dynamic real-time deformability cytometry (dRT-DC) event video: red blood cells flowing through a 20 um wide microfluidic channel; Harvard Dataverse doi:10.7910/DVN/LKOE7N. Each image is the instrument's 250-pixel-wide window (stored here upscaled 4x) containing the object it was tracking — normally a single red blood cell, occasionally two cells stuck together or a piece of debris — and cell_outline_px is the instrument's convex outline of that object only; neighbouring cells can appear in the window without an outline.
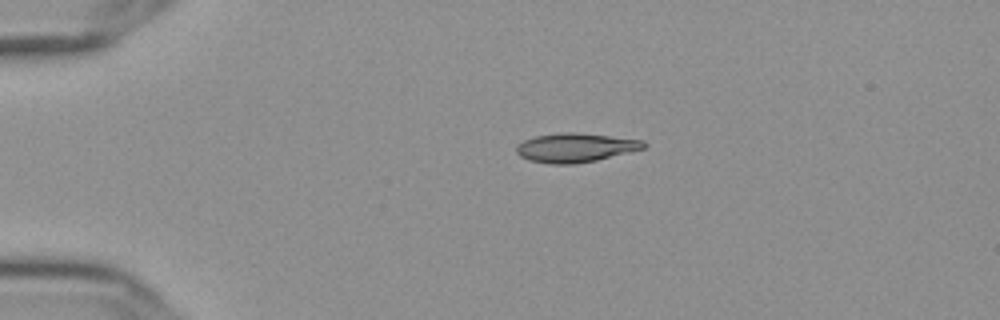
{"species": "Egyptian fruit bat (a non-hibernating species)", "species_latin": "Rousettus aegyptiacus", "temperature_condition": "cold", "stored_images_in_passage": 45, "camera_frame_rate_fps": 3000, "um_per_image_px": 0.085, "frame": {"image": 1, "passage_image": 1, "time_ms": 0.0, "image_size_px": [1000, 320], "cell_outline_px": [[648, 144], [644, 148], [596, 160], [576, 164], [548, 164], [528, 160], [520, 156], [516, 152], [516, 144], [524, 140], [536, 136], [560, 132], [576, 132], [644, 140]], "centroid_in_image_um": [48.88, 12.55], "position_along_channel_um": 36.1, "area_um2": 21.62}}
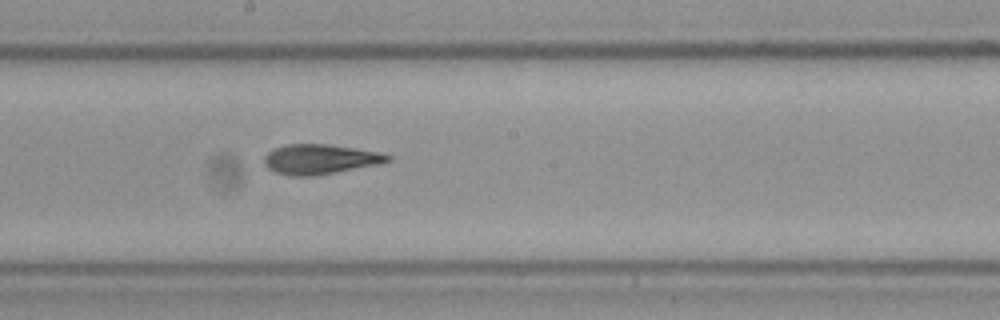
{"frame": {"image": 2, "passage_image": 20, "time_ms": 6.333, "image_size_px": [1000, 320], "cell_outline_px": [[392, 160], [380, 164], [316, 176], [292, 176], [276, 172], [268, 168], [264, 164], [264, 156], [268, 152], [276, 148], [288, 144], [324, 144], [380, 152], [392, 156]], "centroid_in_image_um": [27.22, 13.54], "position_along_channel_um": 221.0, "area_um2": 21.44}}
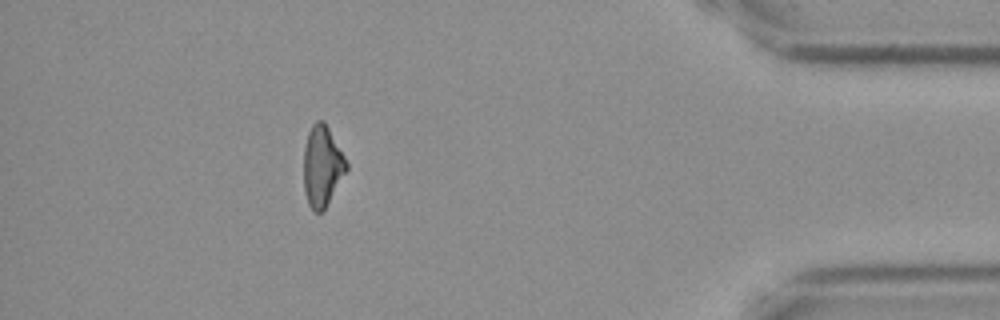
{"frame": {"image": 3, "passage_image": 39, "time_ms": 12.667, "image_size_px": [1000, 320], "cell_outline_px": [[348, 168], [324, 208], [320, 212], [316, 212], [308, 204], [304, 192], [304, 148], [308, 132], [312, 124], [316, 120], [324, 120], [344, 156], [348, 164]], "centroid_in_image_um": [27.37, 14.08], "position_along_channel_um": 407.8, "area_um2": 19.77}, "authors_computed_cell_mechanics": {"area_um2": 21.3282, "velocity_mm_per_s": 3.6552, "shape_relaxation_time_tau1_ms": null, "shape_relaxation_time_tau2_ms": 4.7674, "deformation_change_tau1": null, "deformation_change_tau2": 0.1189}}